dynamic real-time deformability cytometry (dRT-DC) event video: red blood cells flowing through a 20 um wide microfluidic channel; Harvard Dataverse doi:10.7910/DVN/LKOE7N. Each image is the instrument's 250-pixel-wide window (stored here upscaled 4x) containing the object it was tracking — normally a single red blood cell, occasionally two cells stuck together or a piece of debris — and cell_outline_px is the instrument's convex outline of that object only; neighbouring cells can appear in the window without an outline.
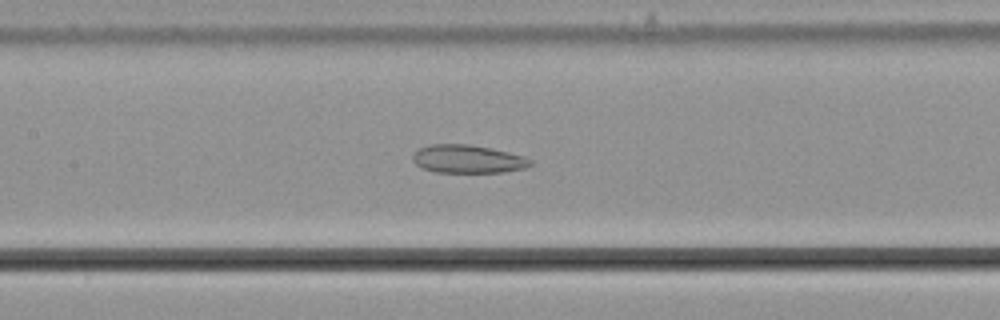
{"species": "common noctule bat (a hibernating species)", "species_latin": "Nyctalus noctula", "temperature_condition": "cold", "stored_images_in_passage": 34, "camera_frame_rate_fps": 3000, "um_per_image_px": 0.085, "animal": {"sex": "male", "body_mass_g": 21.5, "forearm_length_mm": 52.0}, "frame": {"image": 1, "passage_image": 26, "time_ms": 8.333, "image_size_px": [1000, 320], "cell_outline_px": [[532, 164], [528, 168], [504, 172], [436, 172], [424, 168], [416, 164], [412, 160], [412, 156], [420, 148], [428, 144], [468, 144], [492, 148], [524, 156], [532, 160]], "centroid_in_image_um": [39.8, 13.51], "position_along_channel_um": 167.6, "area_um2": 19.36}}
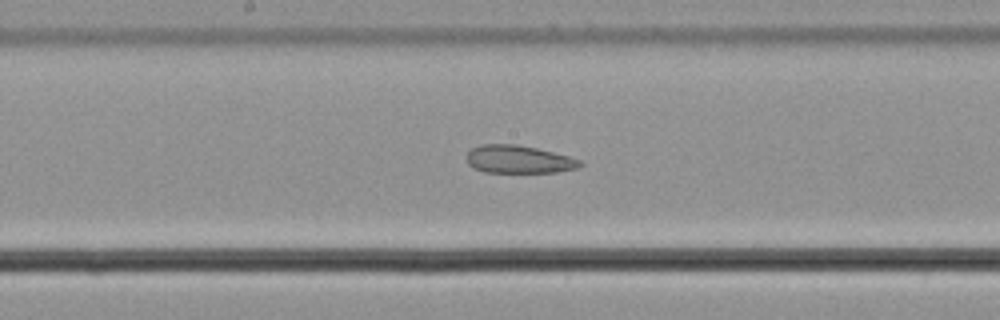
{"frame": {"image": 2, "passage_image": 29, "time_ms": 9.333, "image_size_px": [1000, 320], "cell_outline_px": [[584, 164], [580, 168], [556, 172], [484, 172], [472, 168], [468, 164], [468, 152], [472, 148], [480, 144], [516, 144], [536, 148], [568, 156], [580, 160]], "centroid_in_image_um": [44.1, 13.55], "position_along_channel_um": 204.1, "area_um2": 18.44}}
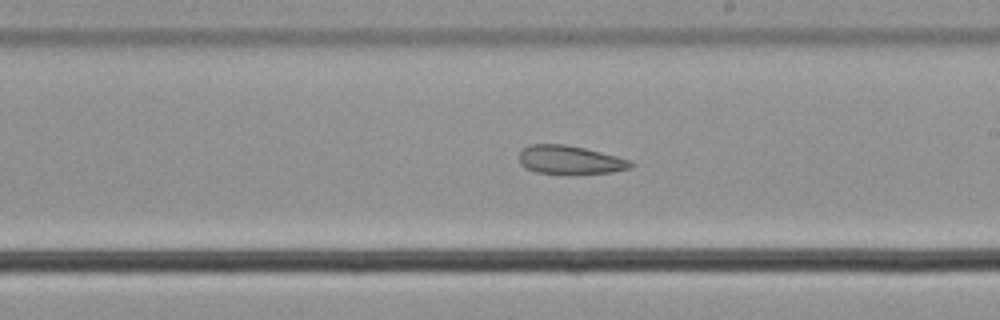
{"frame": {"image": 3, "passage_image": 32, "time_ms": 10.333, "image_size_px": [1000, 320], "cell_outline_px": [[636, 164], [632, 168], [612, 172], [568, 176], [536, 172], [524, 168], [520, 164], [520, 152], [528, 144], [564, 144], [584, 148], [632, 160]], "centroid_in_image_um": [48.47, 13.63], "position_along_channel_um": 240.5, "area_um2": 19.25}}